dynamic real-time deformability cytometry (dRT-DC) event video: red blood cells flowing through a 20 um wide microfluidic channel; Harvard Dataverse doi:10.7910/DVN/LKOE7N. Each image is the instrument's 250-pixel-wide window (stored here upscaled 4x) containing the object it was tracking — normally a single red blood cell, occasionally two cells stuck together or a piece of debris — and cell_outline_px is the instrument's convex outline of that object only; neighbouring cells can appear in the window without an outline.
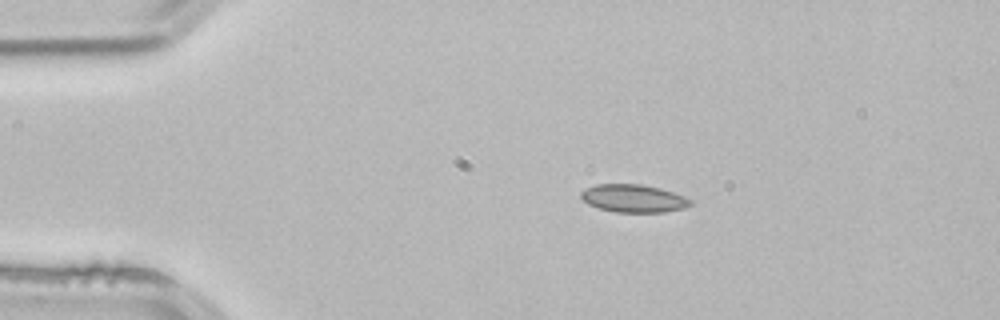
{"species": "common noctule bat (a hibernating species)", "species_latin": "Nyctalus noctula", "temperature_condition": "room temperature", "stored_images_in_passage": 2, "camera_frame_rate_fps": 3000, "um_per_image_px": 0.085, "animal": {"sex": "male", "body_mass_g": 21.5, "forearm_length_mm": 52.0}, "frame": {"image": 1, "passage_image": 1, "time_ms": 0.0, "image_size_px": [1000, 320], "cell_outline_px": [[692, 204], [684, 208], [664, 212], [616, 212], [600, 208], [588, 204], [580, 196], [580, 192], [584, 188], [596, 184], [640, 184], [660, 188], [684, 196], [692, 200]], "centroid_in_image_um": [53.84, 16.86], "position_along_channel_um": 31.2, "area_um2": 17.74}}